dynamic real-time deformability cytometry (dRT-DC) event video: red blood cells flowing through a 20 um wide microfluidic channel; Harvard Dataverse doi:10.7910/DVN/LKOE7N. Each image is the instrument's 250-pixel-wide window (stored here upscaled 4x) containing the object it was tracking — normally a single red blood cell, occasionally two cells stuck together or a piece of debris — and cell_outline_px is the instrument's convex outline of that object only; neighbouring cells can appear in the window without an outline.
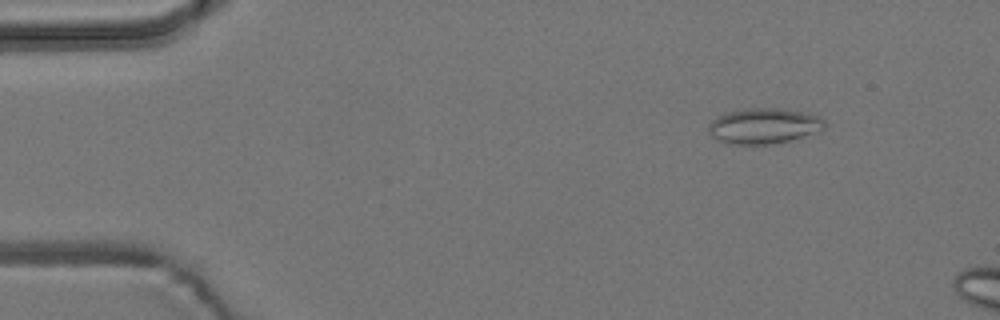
{"species": "common noctule bat (a hibernating species)", "species_latin": "Nyctalus noctula", "temperature_condition": "room temperature", "stored_images_in_passage": 4, "camera_frame_rate_fps": 3000, "um_per_image_px": 0.085, "animal": {"sex": "male", "body_mass_g": 19.2, "forearm_length_mm": 51.8}, "frame": {"image": 1, "passage_image": 2, "time_ms": 1.0, "image_size_px": [1000, 320], "cell_outline_px": [[824, 128], [820, 132], [772, 144], [736, 144], [720, 140], [712, 136], [708, 132], [708, 124], [716, 116], [728, 112], [748, 108], [780, 108], [808, 112], [820, 116], [824, 120]], "centroid_in_image_um": [64.96, 10.68], "position_along_channel_um": 20.0, "area_um2": 24.1}}